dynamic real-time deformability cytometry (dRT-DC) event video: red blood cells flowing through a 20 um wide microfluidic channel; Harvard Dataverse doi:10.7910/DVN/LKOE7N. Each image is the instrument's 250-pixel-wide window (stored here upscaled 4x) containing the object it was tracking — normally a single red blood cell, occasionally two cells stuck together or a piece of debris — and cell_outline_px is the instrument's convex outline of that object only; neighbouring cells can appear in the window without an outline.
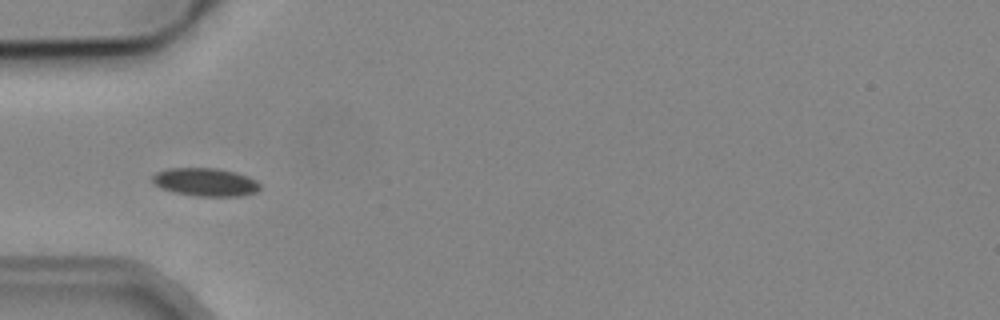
{"species": "common noctule bat (a hibernating species)", "species_latin": "Nyctalus noctula", "temperature_condition": "cold", "stored_images_in_passage": 6, "camera_frame_rate_fps": 3000, "um_per_image_px": 0.085, "animal": {"sex": "male", "body_mass_g": 19.2, "forearm_length_mm": 51.8}, "frame": {"image": 1, "passage_image": 1, "time_ms": 0.0, "image_size_px": [1000, 320], "cell_outline_px": [[260, 188], [256, 192], [240, 196], [196, 196], [176, 192], [160, 188], [152, 184], [152, 176], [156, 172], [168, 168], [216, 168], [236, 172], [256, 180], [260, 184]], "centroid_in_image_um": [17.44, 15.47], "position_along_channel_um": 67.6, "area_um2": 17.69}}
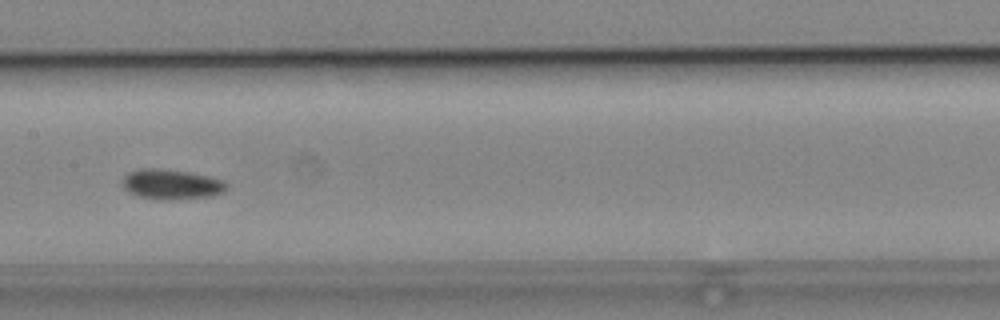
{"frame": {"image": 2, "passage_image": 4, "time_ms": 3.333, "image_size_px": [1000, 320], "cell_outline_px": [[228, 184], [224, 192], [212, 196], [160, 200], [140, 196], [124, 188], [124, 176], [128, 172], [140, 168], [160, 168], [192, 172], [224, 180]], "centroid_in_image_um": [14.61, 15.64], "position_along_channel_um": 192.8, "area_um2": 18.15}}
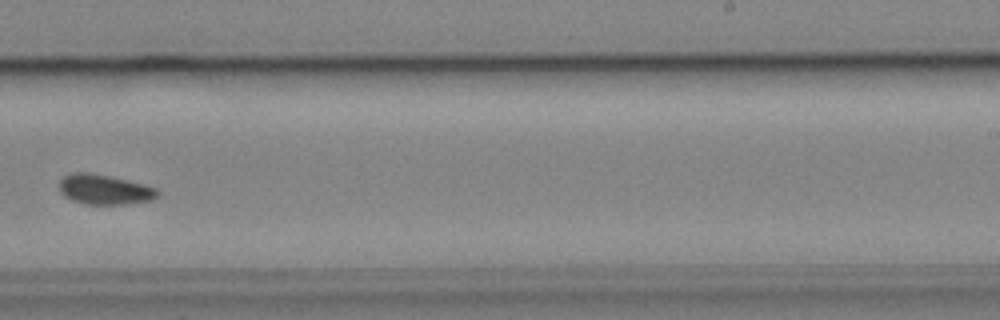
{"frame": {"image": 3, "passage_image": 6, "time_ms": 5.667, "image_size_px": [1000, 320], "cell_outline_px": [[160, 192], [152, 200], [124, 204], [84, 204], [72, 200], [64, 196], [60, 192], [60, 180], [64, 176], [72, 172], [88, 172], [108, 176], [144, 184], [156, 188]], "centroid_in_image_um": [8.86, 16.11], "position_along_channel_um": 280.1, "area_um2": 17.05}}